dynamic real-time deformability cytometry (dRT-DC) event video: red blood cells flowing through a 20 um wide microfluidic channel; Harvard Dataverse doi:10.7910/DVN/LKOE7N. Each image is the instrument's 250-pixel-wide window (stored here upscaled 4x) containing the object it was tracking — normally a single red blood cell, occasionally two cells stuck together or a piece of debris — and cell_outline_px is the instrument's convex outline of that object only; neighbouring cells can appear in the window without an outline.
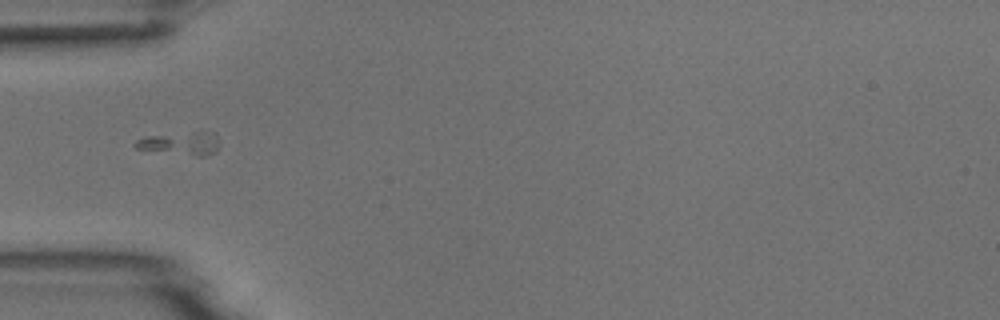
{"species": "common noctule bat (a hibernating species)", "species_latin": "Nyctalus noctula", "temperature_condition": "room temperature", "stored_images_in_passage": 7, "camera_frame_rate_fps": 3000, "um_per_image_px": 0.085, "animal": {"sex": "male", "body_mass_g": 18.8}, "frame": {"image": 1, "passage_image": 1, "time_ms": 0.0, "image_size_px": [1000, 320], "cell_outline_px": [[216, 152], [204, 156], [196, 156], [136, 148], [132, 144], [136, 140], [148, 136], [192, 132], [216, 132]], "centroid_in_image_um": [15.35, 12.19], "position_along_channel_um": 69.6, "area_um2": 10.92}}
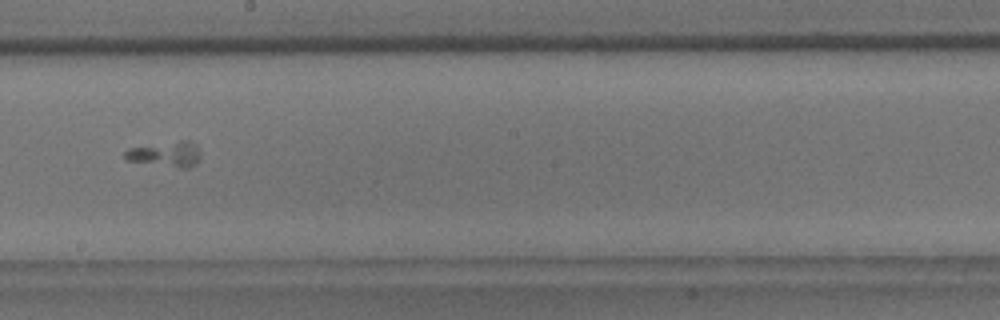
{"frame": {"image": 2, "passage_image": 5, "time_ms": 4.333, "image_size_px": [1000, 320], "cell_outline_px": [[200, 160], [196, 164], [188, 168], [180, 168], [128, 160], [124, 156], [124, 152], [128, 148], [180, 140], [188, 140], [196, 144], [200, 152]], "centroid_in_image_um": [14.14, 13.09], "position_along_channel_um": 234.1, "area_um2": 11.16}}
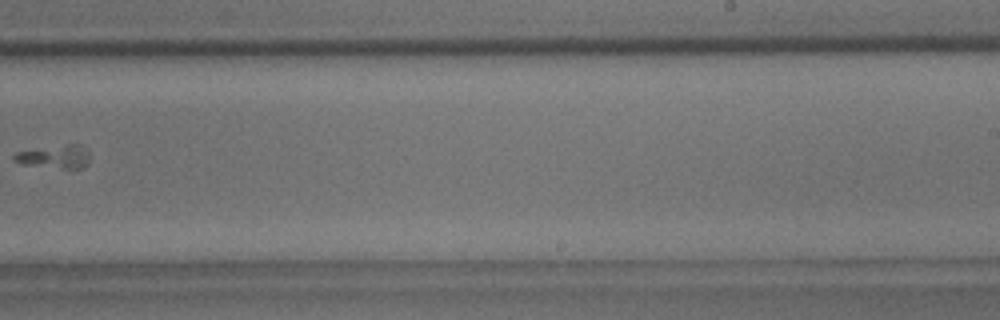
{"frame": {"image": 3, "passage_image": 6, "time_ms": 5.667, "image_size_px": [1000, 320], "cell_outline_px": [[88, 164], [84, 168], [64, 168], [20, 164], [12, 160], [12, 156], [16, 152], [68, 144], [80, 144], [88, 148]], "centroid_in_image_um": [4.67, 13.32], "position_along_channel_um": 284.3, "area_um2": 10.23}}